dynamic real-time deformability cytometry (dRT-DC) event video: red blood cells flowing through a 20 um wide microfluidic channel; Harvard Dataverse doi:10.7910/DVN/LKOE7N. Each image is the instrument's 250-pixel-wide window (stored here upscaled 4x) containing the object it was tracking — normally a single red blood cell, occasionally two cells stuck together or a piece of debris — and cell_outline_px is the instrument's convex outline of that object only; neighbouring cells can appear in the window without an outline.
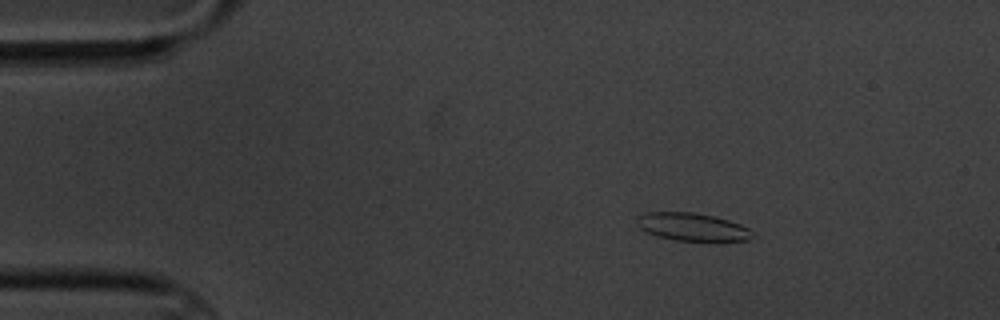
{"species": "common noctule bat (a hibernating species)", "species_latin": "Nyctalus noctula", "temperature_condition": "cold", "stored_images_in_passage": 5, "camera_frame_rate_fps": 3000, "um_per_image_px": 0.085, "animal": {"sex": "male", "body_mass_g": 20.1, "forearm_length_mm": 53.5}, "frame": {"image": 1, "passage_image": 3, "time_ms": 3.0, "image_size_px": [1000, 320], "cell_outline_px": [[756, 236], [748, 240], [720, 244], [676, 240], [660, 236], [648, 232], [640, 228], [636, 224], [636, 216], [648, 212], [692, 212], [712, 216], [728, 220], [740, 224], [748, 228]], "centroid_in_image_um": [58.93, 19.34], "position_along_channel_um": 26.1, "area_um2": 19.48}}